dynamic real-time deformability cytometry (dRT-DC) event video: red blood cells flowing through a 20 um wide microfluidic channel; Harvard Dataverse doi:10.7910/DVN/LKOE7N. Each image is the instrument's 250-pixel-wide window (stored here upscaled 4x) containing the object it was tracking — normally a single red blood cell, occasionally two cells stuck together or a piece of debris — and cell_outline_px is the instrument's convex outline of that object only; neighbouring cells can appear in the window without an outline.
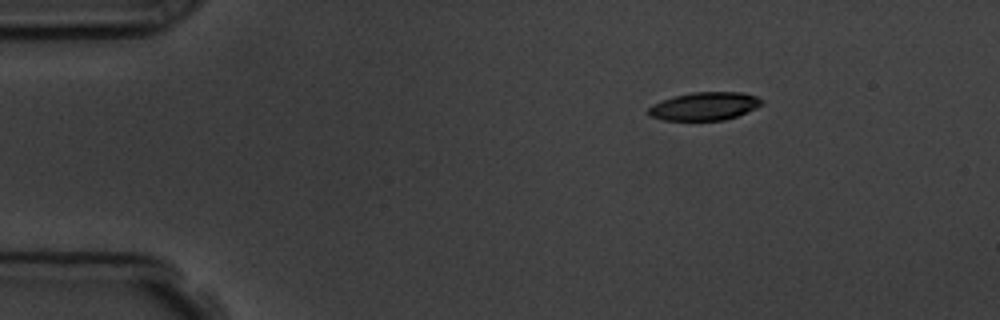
{"species": "common noctule bat (a hibernating species)", "species_latin": "Nyctalus noctula", "temperature_condition": "room temperature", "stored_images_in_passage": 5, "camera_frame_rate_fps": 3000, "um_per_image_px": 0.085, "animal": {"sex": "male", "body_mass_g": 19.5, "forearm_length_mm": 54.6}, "frame": {"image": 1, "passage_image": 1, "time_ms": 0.0, "image_size_px": [1000, 320], "cell_outline_px": [[764, 104], [756, 108], [736, 116], [724, 120], [664, 120], [648, 116], [648, 108], [652, 104], [676, 96], [692, 92], [740, 92], [756, 96], [764, 100]], "centroid_in_image_um": [59.9, 9.03], "position_along_channel_um": 25.1, "area_um2": 18.5}}
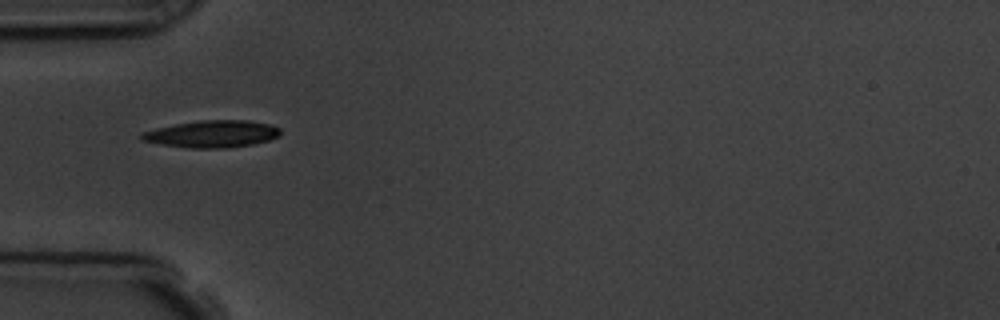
{"frame": {"image": 2, "passage_image": 3, "time_ms": 3.0, "image_size_px": [1000, 320], "cell_outline_px": [[280, 132], [276, 136], [268, 140], [252, 144], [228, 148], [188, 148], [160, 144], [144, 140], [140, 136], [144, 132], [156, 128], [176, 124], [200, 120], [248, 120], [268, 124], [280, 128]], "centroid_in_image_um": [18.03, 11.38], "position_along_channel_um": 67.0, "area_um2": 21.62}}
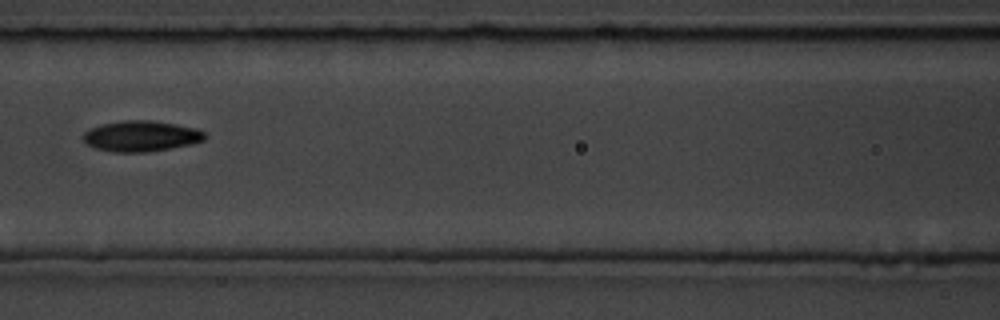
{"frame": {"image": 3, "passage_image": 5, "time_ms": 5.333, "image_size_px": [1000, 320], "cell_outline_px": [[208, 136], [204, 140], [192, 144], [144, 152], [112, 152], [96, 148], [88, 144], [80, 136], [88, 128], [100, 124], [124, 120], [148, 120], [176, 124], [196, 128], [204, 132]], "centroid_in_image_um": [11.97, 11.56], "position_along_channel_um": 154.6, "area_um2": 21.85}}